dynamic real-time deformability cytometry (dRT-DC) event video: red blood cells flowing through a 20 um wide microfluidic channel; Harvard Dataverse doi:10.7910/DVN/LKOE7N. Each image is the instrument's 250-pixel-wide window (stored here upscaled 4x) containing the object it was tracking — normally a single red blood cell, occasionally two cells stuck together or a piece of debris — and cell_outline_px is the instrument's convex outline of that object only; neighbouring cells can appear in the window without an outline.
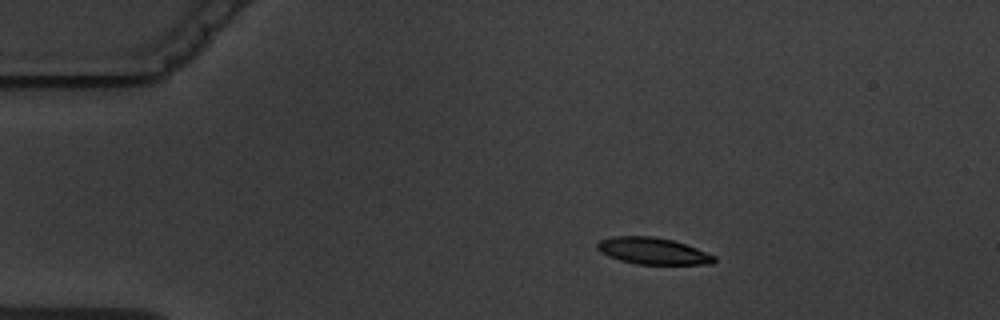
{"species": "common noctule bat (a hibernating species)", "species_latin": "Nyctalus noctula", "temperature_condition": "warm", "stored_images_in_passage": 5, "camera_frame_rate_fps": 3000, "um_per_image_px": 0.085, "animal": {"sex": "male", "body_mass_g": 19.5, "forearm_length_mm": 54.6}, "frame": {"image": 1, "passage_image": 3, "time_ms": 2.333, "image_size_px": [1000, 320], "cell_outline_px": [[716, 260], [712, 264], [636, 264], [620, 260], [608, 256], [600, 252], [596, 248], [596, 244], [600, 240], [612, 236], [652, 236], [672, 240], [696, 248], [716, 256]], "centroid_in_image_um": [55.46, 21.33], "position_along_channel_um": 29.5, "area_um2": 18.15}}